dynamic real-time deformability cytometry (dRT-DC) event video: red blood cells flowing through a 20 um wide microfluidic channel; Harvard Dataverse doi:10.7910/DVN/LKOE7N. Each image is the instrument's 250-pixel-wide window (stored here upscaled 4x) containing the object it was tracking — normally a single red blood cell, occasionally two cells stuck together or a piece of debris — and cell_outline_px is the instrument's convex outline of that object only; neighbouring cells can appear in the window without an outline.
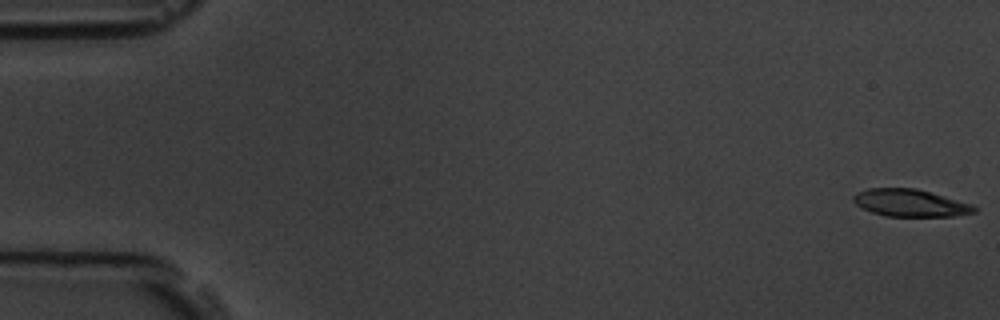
{"species": "common noctule bat (a hibernating species)", "species_latin": "Nyctalus noctula", "temperature_condition": "room temperature", "stored_images_in_passage": 5, "camera_frame_rate_fps": 3000, "um_per_image_px": 0.085, "animal": {"sex": "male", "body_mass_g": 19.5, "forearm_length_mm": 54.6}, "frame": {"image": 1, "passage_image": 1, "time_ms": 0.0, "image_size_px": [1000, 320], "cell_outline_px": [[976, 212], [952, 216], [884, 216], [872, 212], [856, 204], [852, 200], [852, 196], [856, 192], [868, 188], [916, 188], [972, 204], [976, 208]], "centroid_in_image_um": [77.34, 17.24], "position_along_channel_um": 7.7, "area_um2": 19.13}}